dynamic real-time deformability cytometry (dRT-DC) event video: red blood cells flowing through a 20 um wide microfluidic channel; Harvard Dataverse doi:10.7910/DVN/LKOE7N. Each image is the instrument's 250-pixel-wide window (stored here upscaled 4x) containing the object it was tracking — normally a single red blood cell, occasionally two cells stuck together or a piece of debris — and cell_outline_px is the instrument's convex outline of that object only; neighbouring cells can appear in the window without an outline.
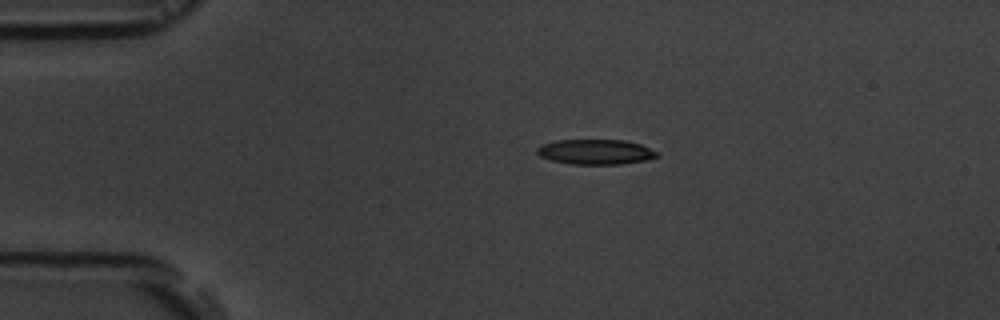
{"species": "common noctule bat (a hibernating species)", "species_latin": "Nyctalus noctula", "temperature_condition": "room temperature", "stored_images_in_passage": 5, "camera_frame_rate_fps": 3000, "um_per_image_px": 0.085, "animal": {"sex": "male", "body_mass_g": 19.5, "forearm_length_mm": 54.6}, "frame": {"image": 1, "passage_image": 3, "time_ms": 2.333, "image_size_px": [1000, 320], "cell_outline_px": [[660, 156], [648, 160], [620, 164], [572, 164], [552, 160], [540, 156], [536, 152], [536, 148], [540, 144], [556, 140], [624, 140], [640, 144], [660, 152]], "centroid_in_image_um": [50.65, 12.9], "position_along_channel_um": 34.4, "area_um2": 17.69}}
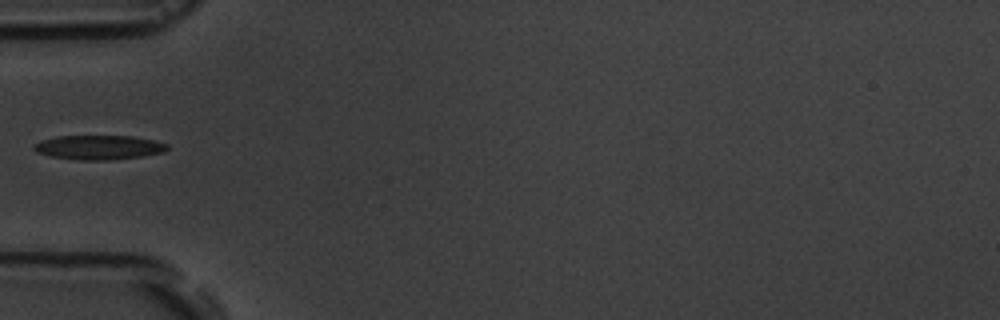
{"frame": {"image": 2, "passage_image": 5, "time_ms": 4.667, "image_size_px": [1000, 320], "cell_outline_px": [[168, 148], [164, 152], [140, 156], [108, 160], [80, 160], [52, 156], [36, 152], [32, 148], [40, 140], [56, 136], [132, 136], [152, 140], [168, 144]], "centroid_in_image_um": [8.38, 12.52], "position_along_channel_um": 76.6, "area_um2": 18.73}}